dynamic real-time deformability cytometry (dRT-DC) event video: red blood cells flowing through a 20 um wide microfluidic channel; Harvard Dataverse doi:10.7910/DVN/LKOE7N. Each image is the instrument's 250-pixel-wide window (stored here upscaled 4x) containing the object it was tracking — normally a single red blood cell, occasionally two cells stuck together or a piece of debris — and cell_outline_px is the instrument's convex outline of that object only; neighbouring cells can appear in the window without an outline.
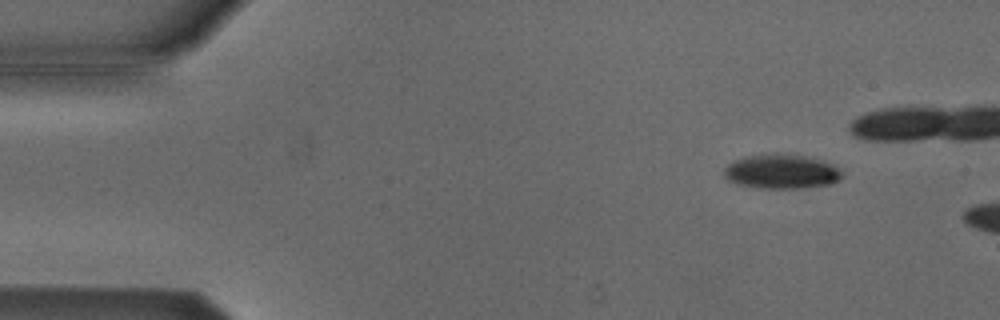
{"species": "Egyptian fruit bat (a non-hibernating species)", "species_latin": "Rousettus aegyptiacus", "temperature_condition": "cold", "stored_images_in_passage": 10, "camera_frame_rate_fps": 3000, "um_per_image_px": 0.085, "animal": {"sex": "male"}, "frame": {"image": 1, "passage_image": 6, "time_ms": 1.667, "image_size_px": [1000, 320], "cell_outline_px": [[844, 172], [836, 180], [828, 184], [796, 188], [756, 188], [740, 184], [728, 180], [724, 176], [724, 168], [728, 164], [744, 156], [772, 152], [776, 152], [812, 156], [824, 160], [840, 168]], "centroid_in_image_um": [66.42, 14.54], "position_along_channel_um": 18.6, "area_um2": 23.99}}